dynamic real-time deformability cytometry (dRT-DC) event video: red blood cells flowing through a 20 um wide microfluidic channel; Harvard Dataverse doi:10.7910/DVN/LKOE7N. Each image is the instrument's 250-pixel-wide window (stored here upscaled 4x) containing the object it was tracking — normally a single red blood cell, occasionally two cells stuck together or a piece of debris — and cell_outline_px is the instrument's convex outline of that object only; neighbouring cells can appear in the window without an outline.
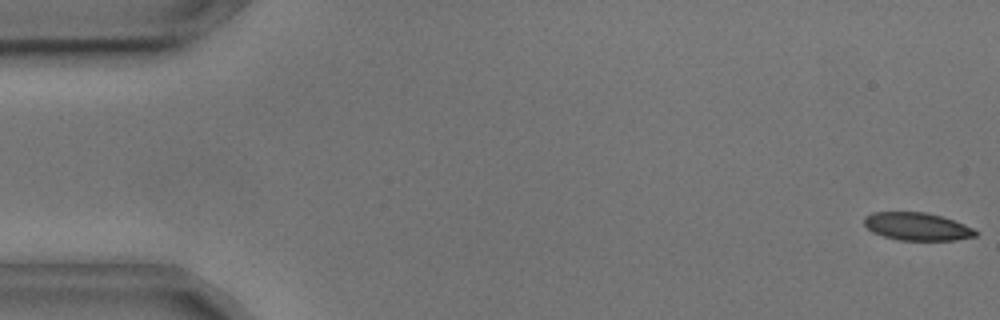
{"species": "common noctule bat (a hibernating species)", "species_latin": "Nyctalus noctula", "temperature_condition": "cold", "stored_images_in_passage": 15, "camera_frame_rate_fps": 3000, "um_per_image_px": 0.085, "animal": {"sex": "male", "body_mass_g": 17.9, "forearm_length_mm": 54.2}, "frame": {"image": 1, "passage_image": 1, "time_ms": 0.0, "image_size_px": [1000, 320], "cell_outline_px": [[980, 232], [976, 236], [956, 240], [900, 240], [884, 236], [872, 232], [864, 224], [864, 216], [872, 212], [928, 212], [964, 224]], "centroid_in_image_um": [77.95, 19.25], "position_along_channel_um": 7.0, "area_um2": 18.03}}